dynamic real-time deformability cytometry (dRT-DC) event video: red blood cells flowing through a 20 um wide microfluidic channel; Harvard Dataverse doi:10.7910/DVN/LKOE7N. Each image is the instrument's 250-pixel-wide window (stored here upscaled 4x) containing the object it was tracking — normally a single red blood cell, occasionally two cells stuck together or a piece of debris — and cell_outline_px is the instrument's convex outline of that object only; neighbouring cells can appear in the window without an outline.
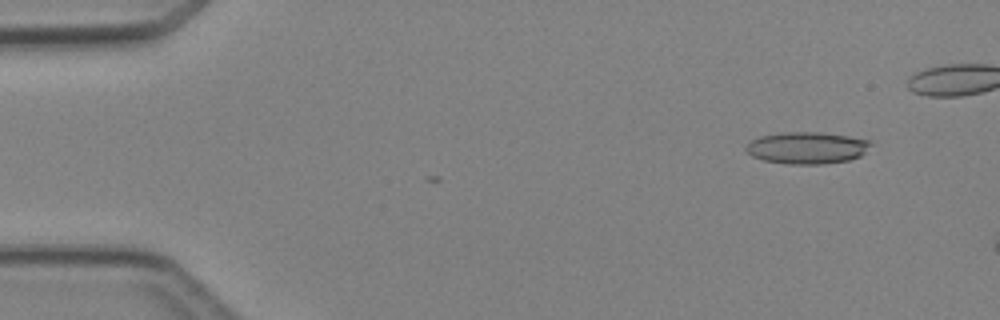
{"species": "Egyptian fruit bat (a non-hibernating species)", "species_latin": "Rousettus aegyptiacus", "temperature_condition": "cold", "stored_images_in_passage": 3, "camera_frame_rate_fps": 3000, "um_per_image_px": 0.085, "animal": {"sex": "female"}, "frame": {"image": 1, "passage_image": 1, "time_ms": 0.0, "image_size_px": [1000, 320], "cell_outline_px": [[872, 144], [860, 156], [848, 160], [824, 164], [788, 164], [764, 160], [752, 156], [744, 148], [752, 140], [760, 136], [784, 132], [820, 132], [848, 136], [872, 140]], "centroid_in_image_um": [68.61, 12.56], "position_along_channel_um": 16.4, "area_um2": 23.12}}